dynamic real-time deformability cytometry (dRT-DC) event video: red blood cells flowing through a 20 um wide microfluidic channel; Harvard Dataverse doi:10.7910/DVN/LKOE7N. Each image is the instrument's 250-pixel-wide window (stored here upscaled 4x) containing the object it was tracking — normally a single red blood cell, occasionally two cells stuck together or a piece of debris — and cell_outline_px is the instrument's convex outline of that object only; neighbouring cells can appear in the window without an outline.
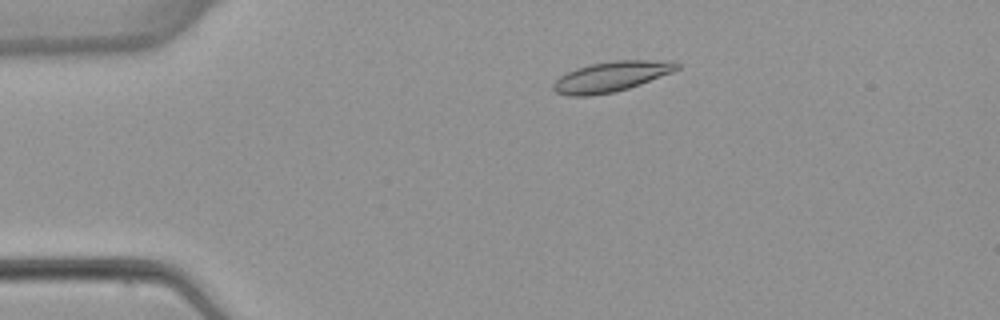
{"species": "common noctule bat (a hibernating species)", "species_latin": "Nyctalus noctula", "temperature_condition": "warm", "stored_images_in_passage": 3, "camera_frame_rate_fps": 3000, "um_per_image_px": 0.085, "animal": {"sex": "female", "body_mass_g": 22.7, "forearm_length_mm": 54.2}, "frame": {"image": 1, "passage_image": 2, "time_ms": 2.333, "image_size_px": [1000, 320], "cell_outline_px": [[680, 68], [672, 72], [640, 84], [616, 92], [592, 96], [568, 96], [556, 92], [552, 88], [552, 84], [560, 76], [576, 68], [588, 64], [616, 60], [672, 60], [680, 64]], "centroid_in_image_um": [51.96, 6.51], "position_along_channel_um": 33.0, "area_um2": 21.96}}